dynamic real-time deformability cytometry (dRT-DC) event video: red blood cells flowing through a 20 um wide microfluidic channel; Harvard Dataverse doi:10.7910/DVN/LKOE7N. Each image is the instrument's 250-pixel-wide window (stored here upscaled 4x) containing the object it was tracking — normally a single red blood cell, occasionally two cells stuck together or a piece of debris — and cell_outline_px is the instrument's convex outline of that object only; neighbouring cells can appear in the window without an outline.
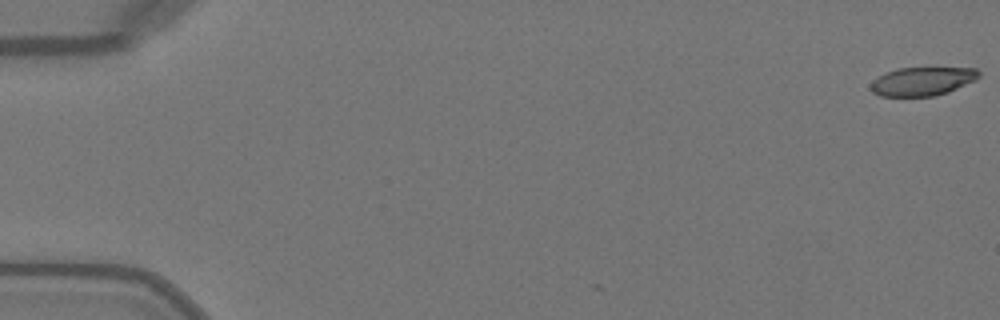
{"species": "Egyptian fruit bat (a non-hibernating species)", "species_latin": "Rousettus aegyptiacus", "temperature_condition": "warm", "stored_images_in_passage": 42, "camera_frame_rate_fps": 3000, "um_per_image_px": 0.085, "animal": {"sex": "female"}, "frame": {"image": 1, "passage_image": 1, "time_ms": 0.0, "image_size_px": [1000, 320], "cell_outline_px": [[980, 76], [976, 80], [948, 92], [936, 96], [880, 96], [872, 92], [868, 88], [868, 84], [872, 80], [896, 68], [976, 68], [980, 72]], "centroid_in_image_um": [78.38, 6.92], "position_along_channel_um": 6.6, "area_um2": 18.15}}
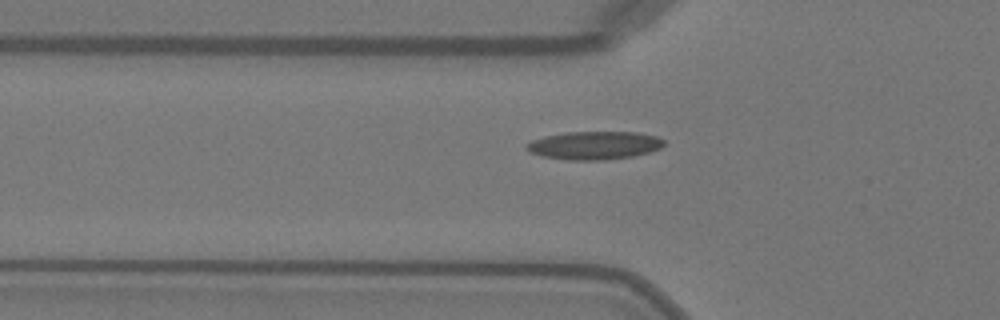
{"frame": {"image": 2, "passage_image": 18, "time_ms": 5.667, "image_size_px": [1000, 320], "cell_outline_px": [[664, 144], [660, 148], [648, 152], [632, 156], [604, 160], [568, 160], [540, 156], [528, 152], [524, 148], [532, 140], [564, 132], [636, 132], [656, 136], [664, 140]], "centroid_in_image_um": [50.49, 12.36], "position_along_channel_um": 75.3, "area_um2": 22.48}}
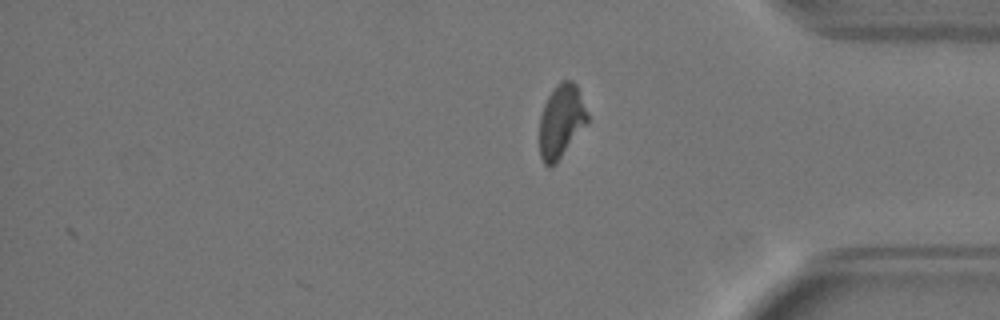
{"frame": {"image": 3, "passage_image": 42, "time_ms": 13.667, "image_size_px": [1000, 320], "cell_outline_px": [[588, 120], [556, 164], [552, 168], [548, 168], [544, 164], [540, 156], [540, 116], [544, 104], [552, 88], [560, 80], [572, 80], [576, 84], [588, 112]], "centroid_in_image_um": [47.68, 10.29], "position_along_channel_um": 387.5, "area_um2": 20.52}, "authors_computed_cell_mechanics": {"area_um2": 21.0103, "velocity_mm_per_s": 4.0867, "shape_relaxation_time_tau1_ms": 7.981, "shape_relaxation_time_tau2_ms": 2.0205, "deformation_change_tau1": 0.216, "deformation_change_tau2": 0.0811}}